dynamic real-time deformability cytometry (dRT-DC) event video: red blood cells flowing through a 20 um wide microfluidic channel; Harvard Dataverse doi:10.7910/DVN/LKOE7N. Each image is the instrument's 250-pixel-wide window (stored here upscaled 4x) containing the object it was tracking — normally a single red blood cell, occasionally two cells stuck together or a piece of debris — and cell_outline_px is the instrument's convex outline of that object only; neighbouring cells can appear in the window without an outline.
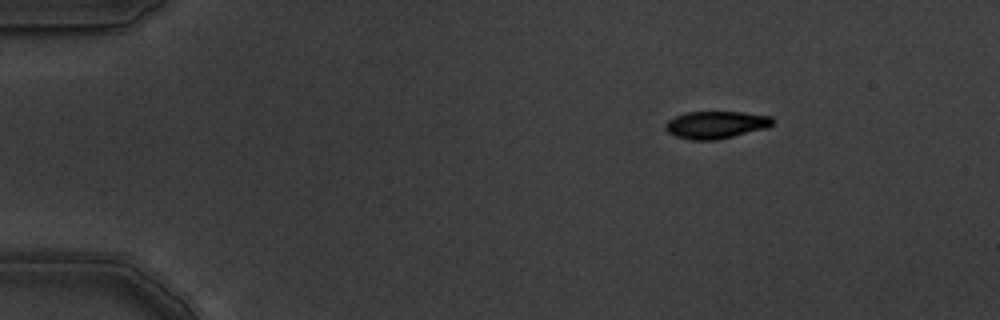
{"species": "common noctule bat (a hibernating species)", "species_latin": "Nyctalus noctula", "temperature_condition": "warm", "stored_images_in_passage": 13, "camera_frame_rate_fps": 3000, "um_per_image_px": 0.085, "animal": {"sex": "male", "body_mass_g": 19.5, "forearm_length_mm": 54.6}, "frame": {"image": 1, "passage_image": 1, "time_ms": 0.0, "image_size_px": [1000, 320], "cell_outline_px": [[776, 120], [768, 128], [716, 140], [688, 140], [676, 136], [668, 132], [664, 128], [664, 124], [668, 120], [676, 116], [688, 112], [744, 112], [772, 116]], "centroid_in_image_um": [60.88, 10.61], "position_along_channel_um": 24.1, "area_um2": 17.28}}
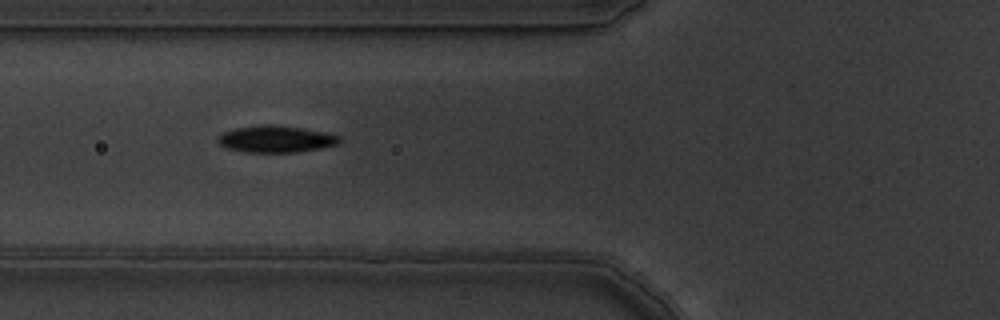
{"frame": {"image": 2, "passage_image": 4, "time_ms": 1.0, "image_size_px": [1000, 320], "cell_outline_px": [[340, 144], [320, 148], [296, 152], [244, 152], [224, 148], [216, 140], [224, 132], [236, 128], [264, 124], [272, 124], [300, 128], [324, 132], [340, 136]], "centroid_in_image_um": [23.44, 11.82], "position_along_channel_um": 102.4, "area_um2": 18.9}}
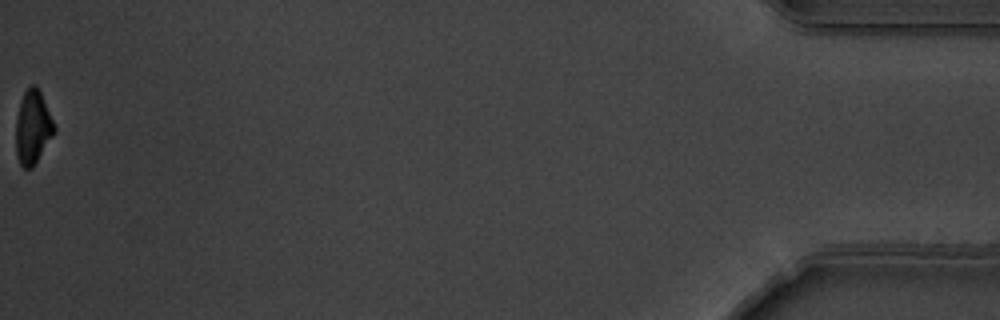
{"frame": {"image": 3, "passage_image": 13, "time_ms": 4.0, "image_size_px": [1000, 320], "cell_outline_px": [[56, 132], [32, 168], [24, 168], [20, 164], [16, 156], [16, 120], [20, 100], [24, 92], [32, 84], [36, 84], [40, 92], [56, 128]], "centroid_in_image_um": [2.78, 10.83], "position_along_channel_um": 432.4, "area_um2": 16.42}}